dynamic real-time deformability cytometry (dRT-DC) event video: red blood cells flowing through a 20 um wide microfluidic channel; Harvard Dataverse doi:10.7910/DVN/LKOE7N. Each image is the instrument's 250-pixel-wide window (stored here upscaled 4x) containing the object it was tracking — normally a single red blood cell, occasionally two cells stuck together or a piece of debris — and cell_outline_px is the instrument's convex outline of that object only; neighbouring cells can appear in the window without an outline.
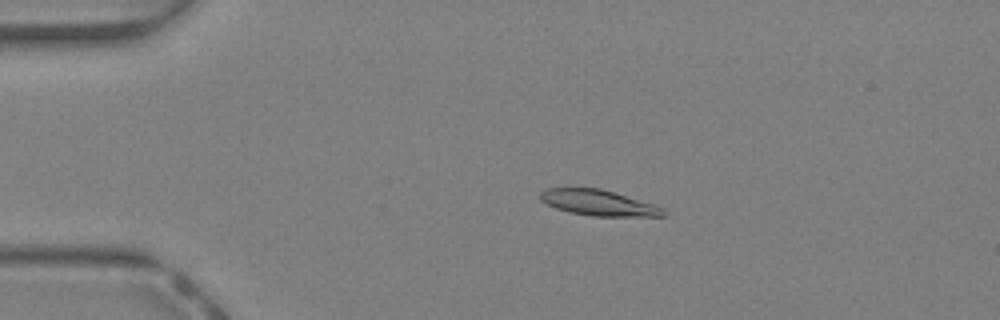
{"species": "Egyptian fruit bat (a non-hibernating species)", "species_latin": "Rousettus aegyptiacus", "temperature_condition": "warm", "stored_images_in_passage": 44, "camera_frame_rate_fps": 3000, "um_per_image_px": 0.085, "animal": {"sex": "female"}, "frame": {"image": 1, "passage_image": 10, "time_ms": 3.0, "image_size_px": [1000, 320], "cell_outline_px": [[668, 216], [592, 216], [568, 212], [556, 208], [540, 200], [540, 192], [544, 188], [600, 188], [652, 204], [664, 208]], "centroid_in_image_um": [50.85, 17.24], "position_along_channel_um": 34.1, "area_um2": 18.32}}
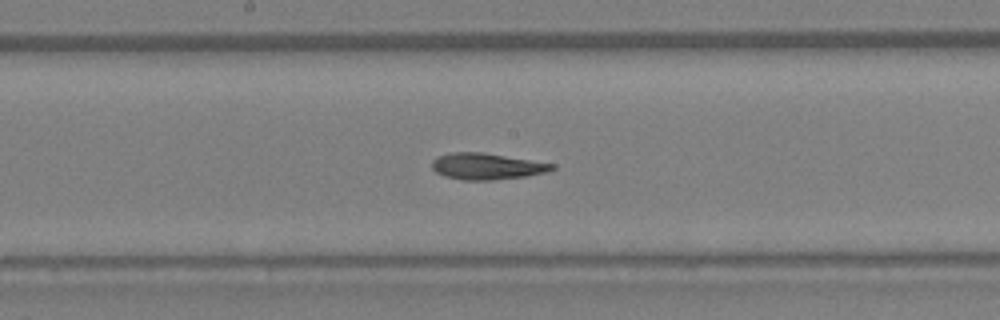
{"frame": {"image": 2, "passage_image": 24, "time_ms": 7.667, "image_size_px": [1000, 320], "cell_outline_px": [[556, 168], [548, 172], [528, 176], [492, 180], [460, 180], [444, 176], [436, 172], [432, 168], [432, 160], [436, 156], [452, 152], [480, 152], [556, 164]], "centroid_in_image_um": [41.37, 14.14], "position_along_channel_um": 206.8, "area_um2": 18.55}}
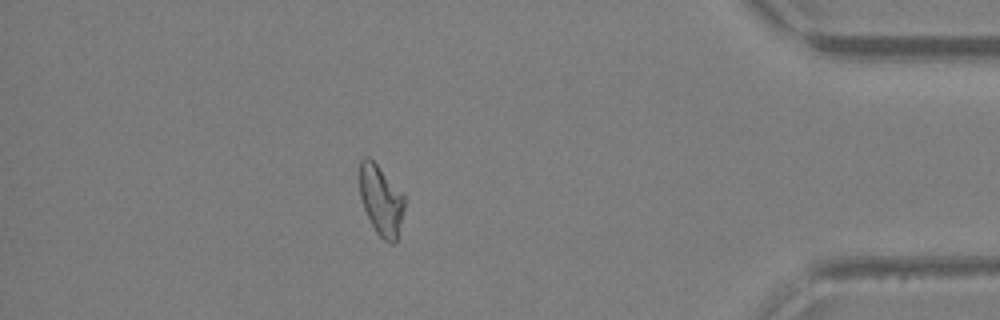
{"frame": {"image": 3, "passage_image": 39, "time_ms": 12.667, "image_size_px": [1000, 320], "cell_outline_px": [[404, 208], [396, 244], [392, 244], [384, 240], [376, 232], [364, 208], [360, 196], [360, 160], [364, 156], [368, 156], [404, 192]], "centroid_in_image_um": [32.41, 17.02], "position_along_channel_um": 402.8, "area_um2": 18.32}, "authors_computed_cell_mechanics": {"area_um2": 18.7561, "velocity_mm_per_s": 4.7427, "shape_relaxation_time_tau1_ms": 10.7493, "shape_relaxation_time_tau2_ms": 7.7305, "deformation_change_tau1": 0.2671, "deformation_change_tau2": 0.151}}